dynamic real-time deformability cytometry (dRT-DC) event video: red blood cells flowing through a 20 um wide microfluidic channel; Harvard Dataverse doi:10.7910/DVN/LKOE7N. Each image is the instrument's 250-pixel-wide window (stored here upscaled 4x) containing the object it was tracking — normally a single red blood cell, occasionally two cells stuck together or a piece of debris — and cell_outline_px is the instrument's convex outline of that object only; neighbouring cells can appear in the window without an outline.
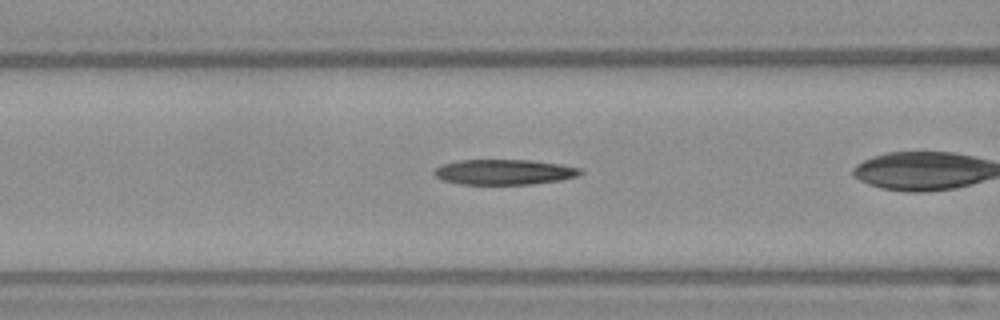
{"species": "Egyptian fruit bat (a non-hibernating species)", "species_latin": "Rousettus aegyptiacus", "temperature_condition": "warm", "stored_images_in_passage": 34, "camera_frame_rate_fps": 3000, "um_per_image_px": 0.085, "frame": {"image": 1, "passage_image": 13, "time_ms": 4.0, "image_size_px": [1000, 320], "cell_outline_px": [[584, 172], [580, 176], [560, 180], [532, 184], [460, 184], [444, 180], [436, 176], [432, 172], [440, 164], [460, 160], [532, 160], [560, 164], [580, 168]], "centroid_in_image_um": [42.88, 14.62], "position_along_channel_um": 123.7, "area_um2": 21.62}}
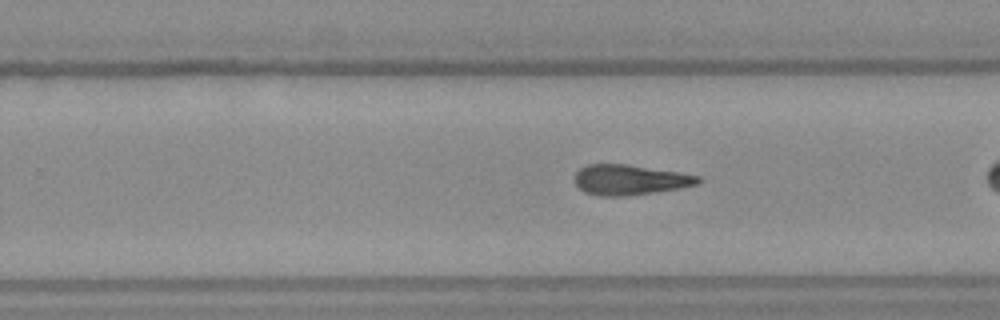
{"frame": {"image": 2, "passage_image": 25, "time_ms": 8.0, "image_size_px": [1000, 320], "cell_outline_px": [[704, 180], [696, 184], [680, 188], [624, 196], [600, 196], [584, 192], [576, 184], [572, 176], [580, 168], [588, 164], [628, 164], [680, 172], [700, 176]], "centroid_in_image_um": [53.52, 15.27], "position_along_channel_um": 276.3, "area_um2": 21.85}}
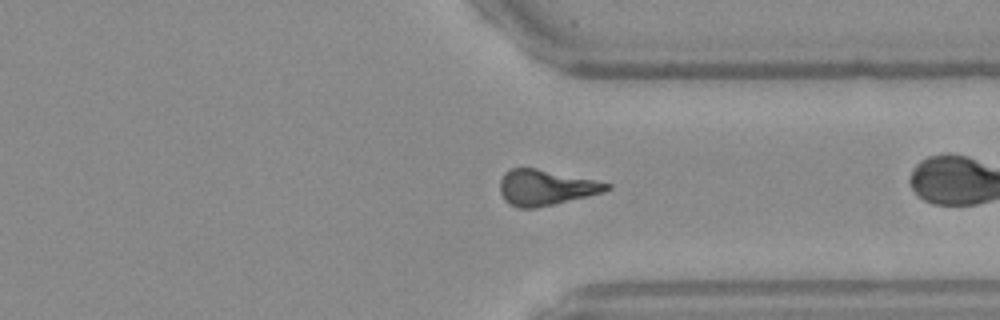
{"frame": {"image": 3, "passage_image": 32, "time_ms": 10.333, "image_size_px": [1000, 320], "cell_outline_px": [[612, 188], [604, 192], [536, 208], [520, 208], [508, 204], [504, 200], [500, 192], [500, 180], [504, 172], [512, 168], [536, 168], [612, 184]], "centroid_in_image_um": [46.35, 15.94], "position_along_channel_um": 365.0, "area_um2": 21.96}}